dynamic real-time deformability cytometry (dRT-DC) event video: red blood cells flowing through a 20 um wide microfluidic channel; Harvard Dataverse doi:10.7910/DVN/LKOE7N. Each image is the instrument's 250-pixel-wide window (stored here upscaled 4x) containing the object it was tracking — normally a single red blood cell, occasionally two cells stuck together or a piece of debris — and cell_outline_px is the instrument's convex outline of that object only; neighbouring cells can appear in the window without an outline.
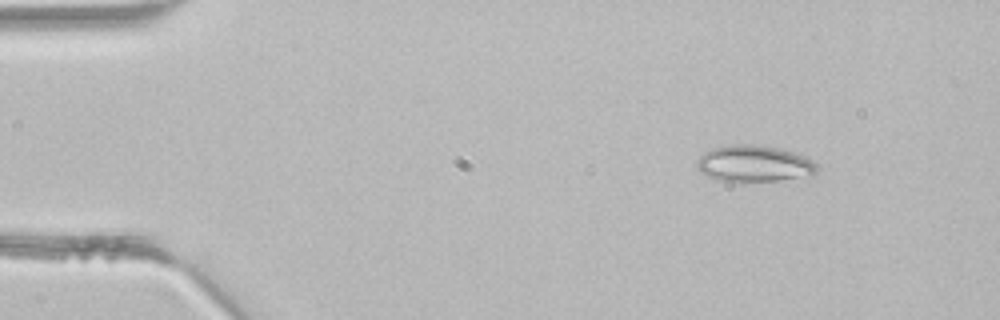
{"species": "common noctule bat (a hibernating species)", "species_latin": "Nyctalus noctula", "temperature_condition": "room temperature", "stored_images_in_passage": 3, "camera_frame_rate_fps": 3000, "um_per_image_px": 0.085, "animal": {"sex": "male", "body_mass_g": 21.5, "forearm_length_mm": 52.0}, "frame": {"image": 1, "passage_image": 1, "time_ms": 0.0, "image_size_px": [1000, 320], "cell_outline_px": [[820, 168], [812, 176], [780, 180], [720, 180], [704, 176], [696, 168], [696, 160], [704, 152], [712, 148], [736, 144], [752, 144], [776, 148], [792, 152], [804, 156], [820, 164]], "centroid_in_image_um": [64.11, 13.9], "position_along_channel_um": 20.9, "area_um2": 25.49}}